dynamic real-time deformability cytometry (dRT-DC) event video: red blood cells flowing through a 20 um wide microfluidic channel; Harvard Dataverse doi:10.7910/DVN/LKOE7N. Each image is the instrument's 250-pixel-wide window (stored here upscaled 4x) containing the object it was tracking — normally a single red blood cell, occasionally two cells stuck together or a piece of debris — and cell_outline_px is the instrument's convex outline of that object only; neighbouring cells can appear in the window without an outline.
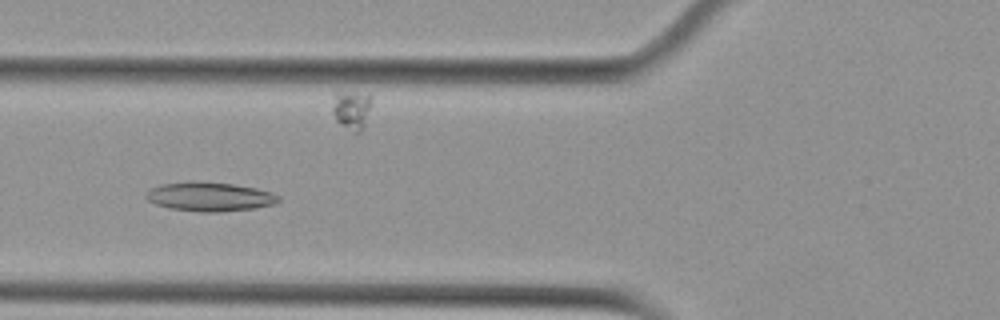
{"species": "Egyptian fruit bat (a non-hibernating species)", "species_latin": "Rousettus aegyptiacus", "temperature_condition": "cold", "stored_images_in_passage": 54, "camera_frame_rate_fps": 3000, "um_per_image_px": 0.085, "animal": {"sex": "female"}, "frame": {"image": 1, "passage_image": 20, "time_ms": 6.333, "image_size_px": [1000, 320], "cell_outline_px": [[280, 200], [276, 204], [252, 208], [220, 212], [200, 212], [168, 208], [156, 204], [148, 200], [144, 196], [152, 188], [160, 184], [232, 184], [256, 188], [272, 192], [280, 196]], "centroid_in_image_um": [17.88, 16.77], "position_along_channel_um": 107.9, "area_um2": 21.56}}
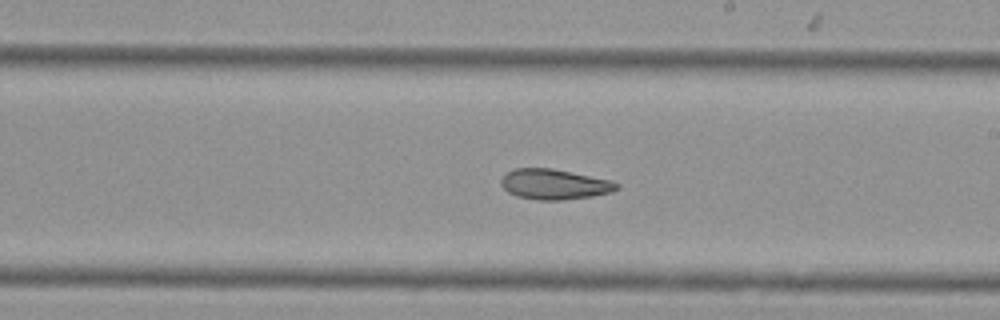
{"frame": {"image": 2, "passage_image": 31, "time_ms": 10.0, "image_size_px": [1000, 320], "cell_outline_px": [[620, 188], [612, 192], [592, 196], [560, 200], [540, 200], [516, 196], [508, 192], [500, 184], [500, 180], [508, 172], [516, 168], [552, 168], [608, 180], [620, 184]], "centroid_in_image_um": [47.11, 15.67], "position_along_channel_um": 241.9, "area_um2": 20.23}}
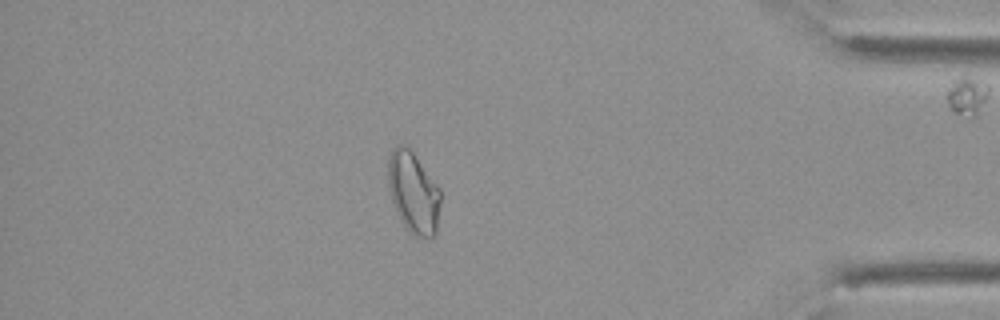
{"frame": {"image": 3, "passage_image": 47, "time_ms": 15.333, "image_size_px": [1000, 320], "cell_outline_px": [[440, 204], [436, 232], [432, 236], [412, 236], [404, 228], [396, 212], [392, 200], [388, 184], [388, 160], [392, 148], [396, 144], [404, 144], [412, 152], [440, 188]], "centroid_in_image_um": [35.12, 16.37], "position_along_channel_um": 400.1, "area_um2": 24.85}, "authors_computed_cell_mechanics": {"area_um2": 24.2471, "velocity_mm_per_s": 3.6616, "shape_relaxation_time_tau1_ms": null, "shape_relaxation_time_tau2_ms": 4.8686, "deformation_change_tau1": null, "deformation_change_tau2": 0.0925}}